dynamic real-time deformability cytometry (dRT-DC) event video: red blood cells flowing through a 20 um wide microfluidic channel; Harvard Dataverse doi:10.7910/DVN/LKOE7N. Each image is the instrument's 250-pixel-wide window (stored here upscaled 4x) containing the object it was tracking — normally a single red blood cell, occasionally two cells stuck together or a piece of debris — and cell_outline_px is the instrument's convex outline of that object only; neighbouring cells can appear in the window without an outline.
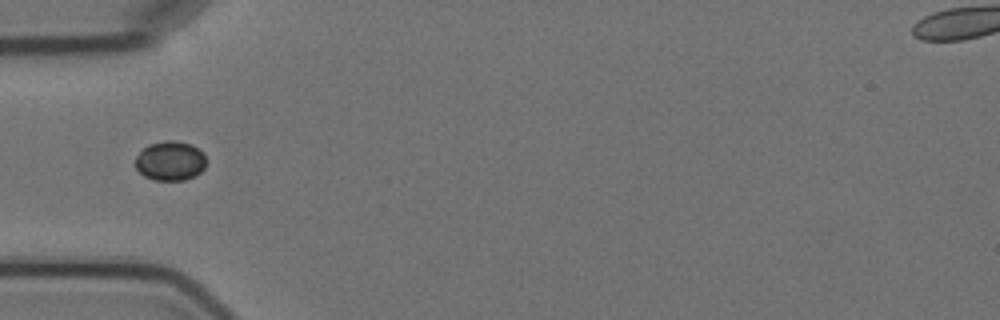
{"species": "Egyptian fruit bat (a non-hibernating species)", "species_latin": "Rousettus aegyptiacus", "temperature_condition": "cold", "stored_images_in_passage": 9, "camera_frame_rate_fps": 3000, "um_per_image_px": 0.085, "animal": {"sex": "female"}, "frame": {"image": 1, "passage_image": 6, "time_ms": 5.667, "image_size_px": [1000, 320], "cell_outline_px": [[204, 168], [196, 176], [184, 180], [152, 180], [144, 176], [136, 168], [136, 156], [148, 144], [164, 140], [176, 140], [192, 144], [204, 152]], "centroid_in_image_um": [14.47, 13.66], "position_along_channel_um": 70.5, "area_um2": 16.42}}
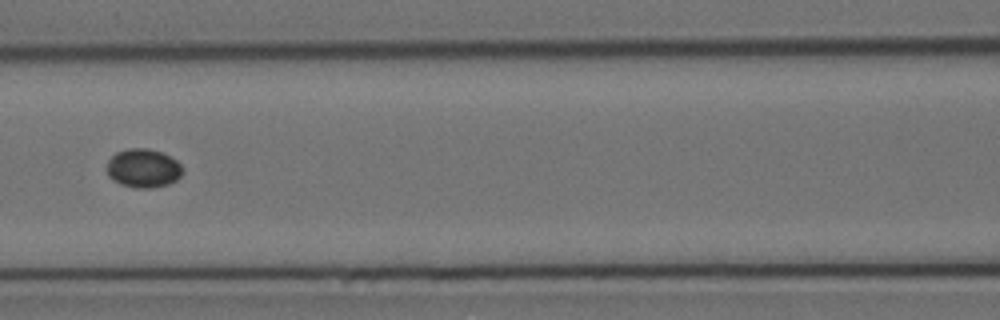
{"frame": {"image": 2, "passage_image": 8, "time_ms": 8.0, "image_size_px": [1000, 320], "cell_outline_px": [[184, 172], [176, 180], [168, 184], [152, 188], [136, 188], [120, 184], [112, 180], [108, 176], [104, 168], [108, 160], [116, 152], [128, 148], [148, 148], [160, 152], [176, 160], [184, 168]], "centroid_in_image_um": [12.14, 14.3], "position_along_channel_um": 154.5, "area_um2": 17.4}}
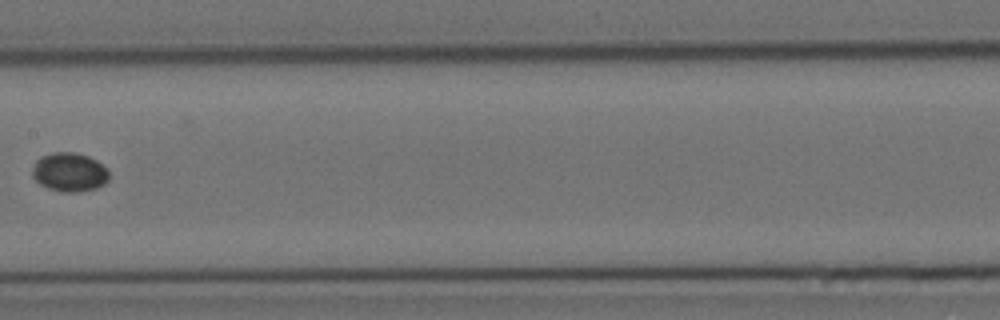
{"frame": {"image": 3, "passage_image": 9, "time_ms": 9.333, "image_size_px": [1000, 320], "cell_outline_px": [[108, 180], [104, 184], [96, 188], [80, 192], [60, 192], [48, 188], [40, 184], [32, 176], [32, 168], [36, 160], [40, 156], [52, 152], [76, 152], [88, 156], [96, 160], [108, 168]], "centroid_in_image_um": [5.9, 14.63], "position_along_channel_um": 201.5, "area_um2": 17.63}}